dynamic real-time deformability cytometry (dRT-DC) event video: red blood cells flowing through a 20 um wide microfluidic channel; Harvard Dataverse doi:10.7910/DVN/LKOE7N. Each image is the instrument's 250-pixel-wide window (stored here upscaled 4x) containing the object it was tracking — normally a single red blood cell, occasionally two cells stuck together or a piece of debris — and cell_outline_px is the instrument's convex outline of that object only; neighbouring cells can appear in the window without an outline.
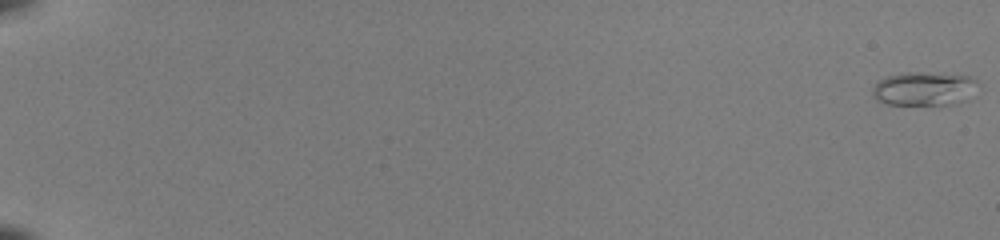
{"species": "common noctule bat (a hibernating species)", "species_latin": "Nyctalus noctula", "temperature_condition": "room temperature", "stored_images_in_passage": 53, "camera_frame_rate_fps": 3000, "um_per_image_px": 0.085, "animal": {"sex": "female", "body_mass_g": 22.0, "forearm_length_mm": 56.7}, "frame": {"image": 1, "passage_image": 1, "time_ms": 0.0, "image_size_px": [1000, 240], "cell_outline_px": [[980, 84], [964, 100], [956, 104], [884, 104], [876, 100], [872, 96], [872, 88], [876, 80], [884, 76], [900, 72], [916, 72], [968, 76], [976, 80]], "centroid_in_image_um": [78.45, 7.53], "position_along_channel_um": 6.5, "area_um2": 20.87}}
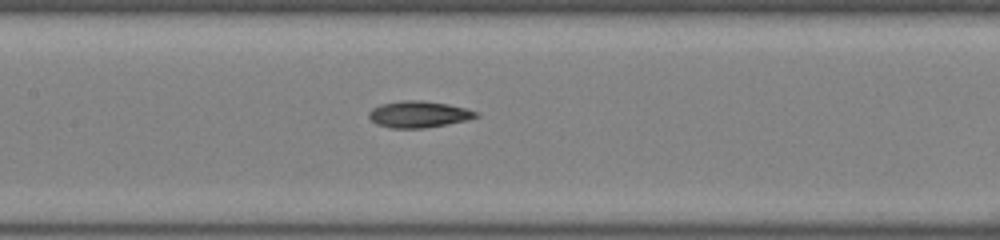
{"frame": {"image": 2, "passage_image": 29, "time_ms": 9.333, "image_size_px": [1000, 240], "cell_outline_px": [[480, 116], [468, 120], [424, 128], [392, 128], [376, 124], [368, 116], [368, 112], [372, 108], [380, 104], [400, 100], [420, 100], [448, 104], [480, 112]], "centroid_in_image_um": [35.59, 9.71], "position_along_channel_um": 171.8, "area_um2": 16.65}}
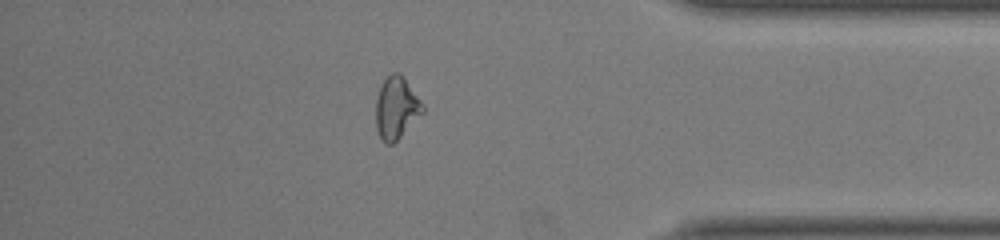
{"frame": {"image": 3, "passage_image": 47, "time_ms": 15.333, "image_size_px": [1000, 240], "cell_outline_px": [[424, 112], [392, 144], [388, 144], [380, 136], [376, 128], [376, 96], [384, 80], [392, 72], [400, 72], [404, 76], [424, 104]], "centroid_in_image_um": [33.7, 9.12], "position_along_channel_um": 401.5, "area_um2": 16.88}, "authors_computed_cell_mechanics": {"area_um2": 16.6464, "velocity_mm_per_s": 4.1105, "shape_relaxation_time_tau1_ms": 5.577, "shape_relaxation_time_tau2_ms": 3.8585, "deformation_change_tau1": 0.1606, "deformation_change_tau2": 0.11}}